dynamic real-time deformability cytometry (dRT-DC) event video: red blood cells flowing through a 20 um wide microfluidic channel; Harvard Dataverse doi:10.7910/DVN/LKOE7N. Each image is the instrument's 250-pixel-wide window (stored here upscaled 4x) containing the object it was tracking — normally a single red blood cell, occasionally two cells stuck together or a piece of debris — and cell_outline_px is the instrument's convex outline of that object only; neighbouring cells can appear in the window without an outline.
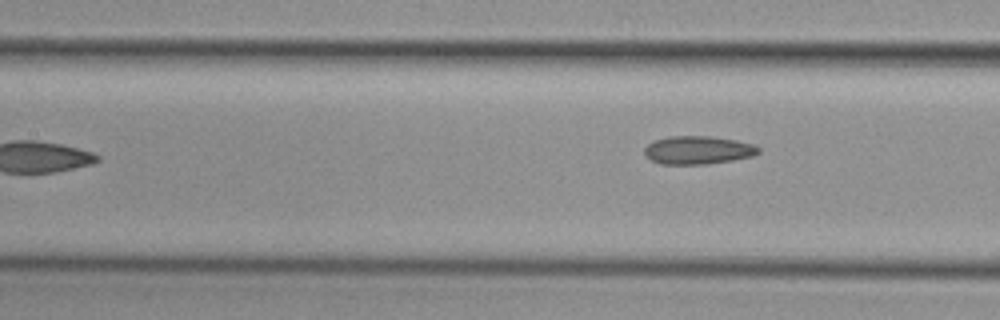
{"species": "common noctule bat (a hibernating species)", "species_latin": "Nyctalus noctula", "temperature_condition": "cold", "stored_images_in_passage": 4, "camera_frame_rate_fps": 3000, "um_per_image_px": 0.085, "animal": {"sex": "female", "body_mass_g": 29.2, "forearm_length_mm": 56.3}, "frame": {"image": 1, "passage_image": 4, "time_ms": 3.667, "image_size_px": [1000, 320], "cell_outline_px": [[760, 152], [752, 156], [732, 160], [708, 164], [660, 164], [644, 156], [644, 148], [648, 144], [656, 140], [668, 136], [708, 136], [736, 140], [756, 144], [760, 148]], "centroid_in_image_um": [59.33, 12.76], "position_along_channel_um": 148.1, "area_um2": 18.84}}